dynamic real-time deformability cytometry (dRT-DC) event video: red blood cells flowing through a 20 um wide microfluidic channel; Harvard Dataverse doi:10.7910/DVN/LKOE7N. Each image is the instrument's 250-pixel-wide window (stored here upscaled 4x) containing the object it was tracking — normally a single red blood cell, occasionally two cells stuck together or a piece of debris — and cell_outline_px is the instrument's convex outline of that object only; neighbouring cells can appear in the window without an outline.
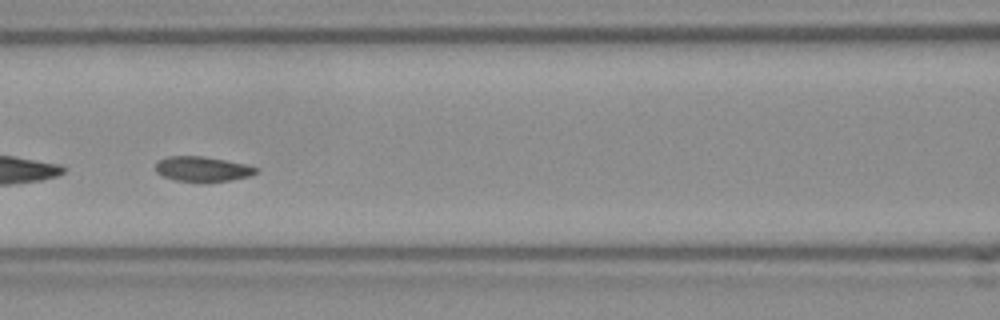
{"species": "Egyptian fruit bat (a non-hibernating species)", "species_latin": "Rousettus aegyptiacus", "temperature_condition": "room temperature", "stored_images_in_passage": 53, "segment_of_instrument_passage": [2, 2], "camera_frame_rate_fps": 3000, "um_per_image_px": 0.085, "frame": {"image": 1, "passage_image": 23, "time_ms": 7.333, "image_size_px": [1000, 320], "cell_outline_px": [[260, 172], [252, 176], [232, 180], [176, 180], [164, 176], [156, 172], [156, 164], [160, 160], [168, 156], [204, 156], [248, 164], [260, 168]], "centroid_in_image_um": [17.31, 14.34], "position_along_channel_um": 149.3, "area_um2": 14.45}}
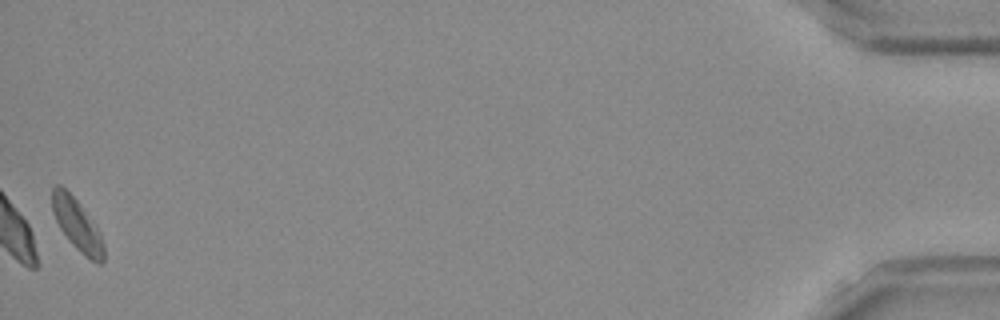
{"frame": {"image": 2, "passage_image": 53, "time_ms": 17.333, "image_size_px": [1000, 320], "cell_outline_px": [[104, 260], [100, 264], [96, 264], [80, 252], [72, 244], [60, 228], [52, 212], [52, 188], [56, 184], [60, 184], [76, 200], [100, 232], [104, 244]], "centroid_in_image_um": [6.56, 19.13], "position_along_channel_um": 428.6, "area_um2": 15.32}}